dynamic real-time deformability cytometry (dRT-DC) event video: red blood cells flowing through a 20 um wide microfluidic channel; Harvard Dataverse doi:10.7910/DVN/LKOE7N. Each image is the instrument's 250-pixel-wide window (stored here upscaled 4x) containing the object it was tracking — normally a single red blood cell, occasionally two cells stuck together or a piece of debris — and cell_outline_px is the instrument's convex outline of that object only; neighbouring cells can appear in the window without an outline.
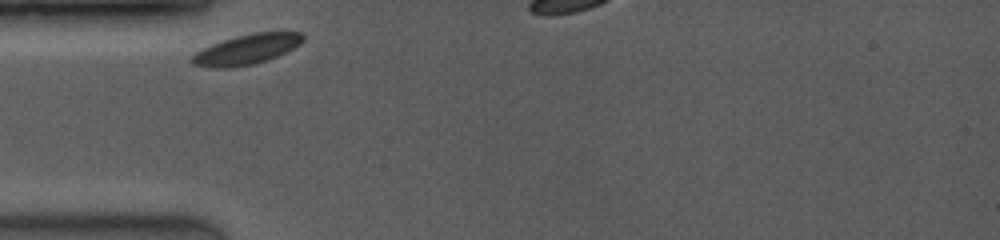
{"species": "common noctule bat (a hibernating species)", "species_latin": "Nyctalus noctula", "temperature_condition": "room temperature", "stored_images_in_passage": 6, "camera_frame_rate_fps": 3500, "um_per_image_px": 0.085, "animal": {"sex": "female", "body_mass_g": 19.0, "forearm_length_mm": 53.3}, "frame": {"image": 1, "passage_image": 1, "time_ms": 0.0, "image_size_px": [1000, 240], "cell_outline_px": [[304, 40], [300, 44], [268, 60], [252, 64], [232, 68], [212, 68], [192, 64], [188, 60], [196, 52], [212, 44], [236, 36], [252, 32], [304, 32]], "centroid_in_image_um": [20.95, 4.2], "position_along_channel_um": 64.0, "area_um2": 19.42}}